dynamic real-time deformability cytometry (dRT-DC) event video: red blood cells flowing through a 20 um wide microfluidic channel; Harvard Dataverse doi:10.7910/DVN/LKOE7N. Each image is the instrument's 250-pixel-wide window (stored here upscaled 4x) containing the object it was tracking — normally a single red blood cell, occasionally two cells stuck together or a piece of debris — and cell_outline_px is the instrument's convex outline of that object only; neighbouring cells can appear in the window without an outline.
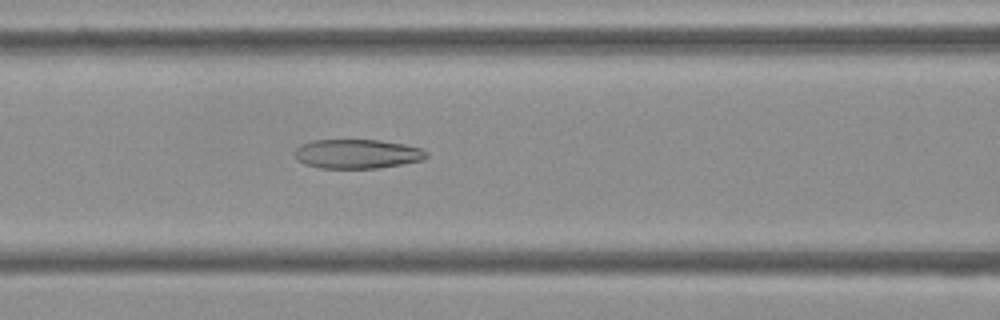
{"species": "Egyptian fruit bat (a non-hibernating species)", "species_latin": "Rousettus aegyptiacus", "temperature_condition": "cold", "stored_images_in_passage": 53, "camera_frame_rate_fps": 3000, "um_per_image_px": 0.085, "frame": {"image": 1, "passage_image": 22, "time_ms": 7.0, "image_size_px": [1000, 320], "cell_outline_px": [[428, 156], [424, 160], [376, 168], [320, 168], [304, 164], [296, 160], [296, 148], [300, 144], [312, 140], [380, 140], [404, 144], [424, 148], [428, 152]], "centroid_in_image_um": [30.38, 13.07], "position_along_channel_um": 136.2, "area_um2": 22.6}}
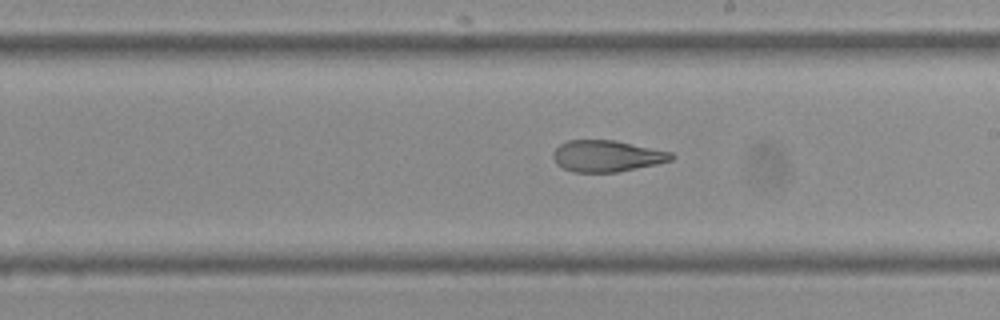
{"frame": {"image": 2, "passage_image": 30, "time_ms": 9.667, "image_size_px": [1000, 320], "cell_outline_px": [[676, 156], [672, 160], [656, 164], [616, 172], [572, 172], [556, 164], [552, 156], [552, 152], [560, 144], [568, 140], [616, 140], [672, 152]], "centroid_in_image_um": [51.57, 13.25], "position_along_channel_um": 237.4, "area_um2": 21.73}}
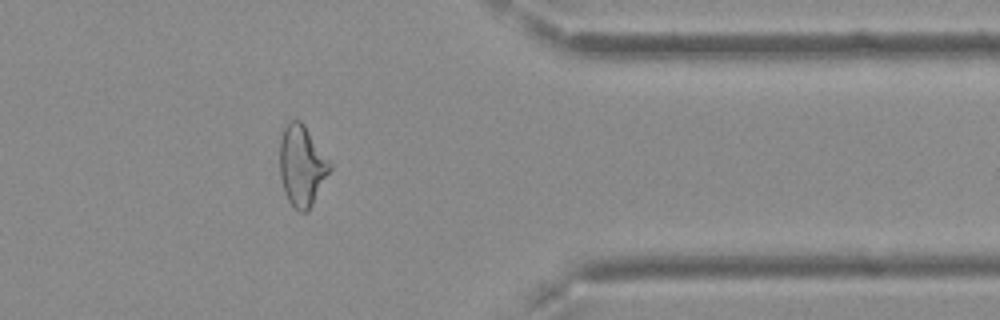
{"frame": {"image": 3, "passage_image": 43, "time_ms": 14.0, "image_size_px": [1000, 320], "cell_outline_px": [[332, 168], [308, 212], [300, 212], [288, 200], [284, 192], [280, 176], [280, 140], [284, 128], [288, 120], [300, 120], [304, 124], [332, 164]], "centroid_in_image_um": [25.66, 14.08], "position_along_channel_um": 385.7, "area_um2": 23.52}, "authors_computed_cell_mechanics": {"area_um2": 24.565, "velocity_mm_per_s": 3.7999, "shape_relaxation_time_tau1_ms": null, "shape_relaxation_time_tau2_ms": 3.175, "deformation_change_tau1": null, "deformation_change_tau2": 0.1226}}